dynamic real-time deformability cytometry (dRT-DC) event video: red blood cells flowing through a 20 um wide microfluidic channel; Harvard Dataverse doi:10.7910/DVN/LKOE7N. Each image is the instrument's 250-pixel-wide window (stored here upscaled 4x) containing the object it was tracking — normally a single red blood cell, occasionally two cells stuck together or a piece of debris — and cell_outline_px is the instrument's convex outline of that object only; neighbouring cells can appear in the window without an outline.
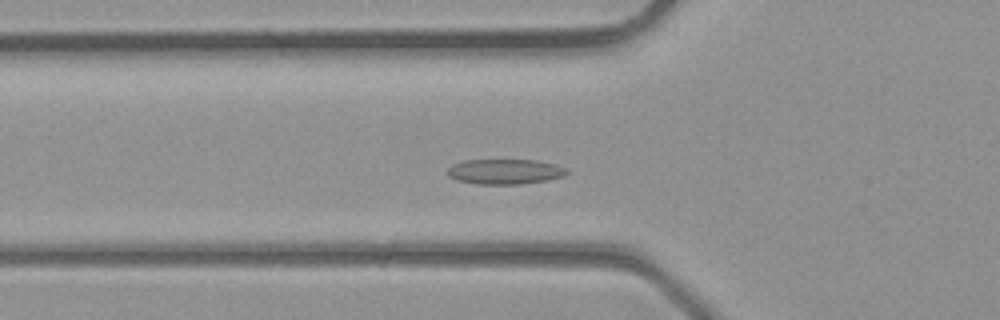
{"species": "common noctule bat (a hibernating species)", "species_latin": "Nyctalus noctula", "temperature_condition": "room temperature", "stored_images_in_passage": 39, "camera_frame_rate_fps": 3000, "um_per_image_px": 0.085, "animal": {"sex": "male", "body_mass_g": 23.1, "forearm_length_mm": 52.7}, "frame": {"image": 1, "passage_image": 13, "time_ms": 4.0, "image_size_px": [1000, 320], "cell_outline_px": [[568, 172], [564, 176], [548, 180], [520, 184], [476, 184], [456, 180], [448, 176], [448, 168], [452, 164], [464, 160], [536, 160], [556, 164], [568, 168]], "centroid_in_image_um": [42.93, 14.58], "position_along_channel_um": 82.9, "area_um2": 17.63}}
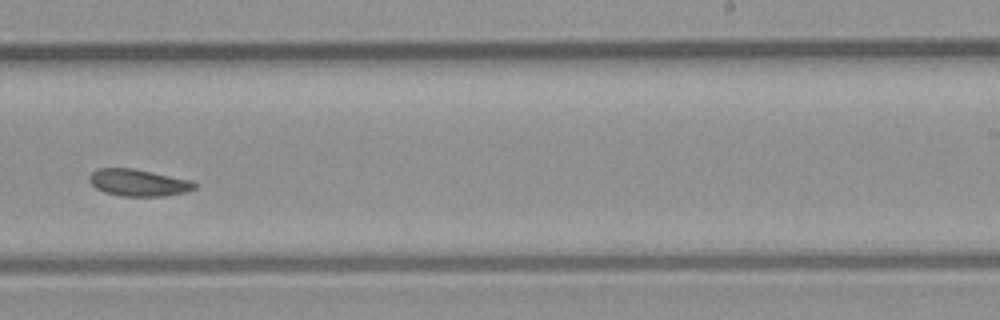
{"frame": {"image": 2, "passage_image": 24, "time_ms": 7.667, "image_size_px": [1000, 320], "cell_outline_px": [[196, 188], [184, 192], [164, 196], [120, 196], [104, 192], [96, 188], [88, 180], [88, 176], [96, 168], [132, 168], [192, 180], [196, 184]], "centroid_in_image_um": [11.73, 15.52], "position_along_channel_um": 277.3, "area_um2": 16.53}}
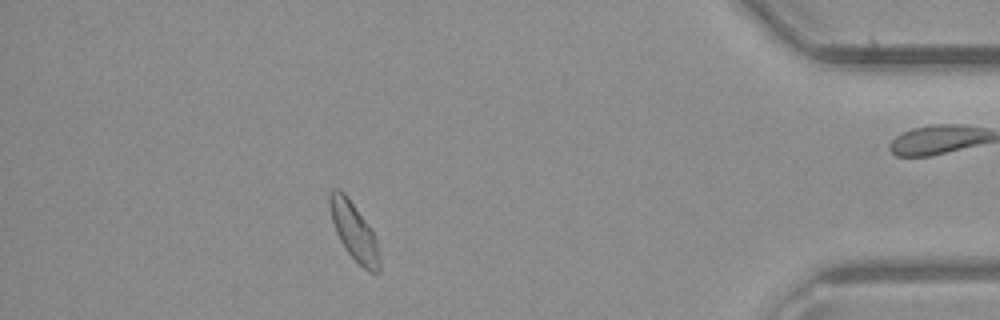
{"frame": {"image": 3, "passage_image": 34, "time_ms": 11.0, "image_size_px": [1000, 320], "cell_outline_px": [[380, 272], [376, 276], [368, 272], [348, 252], [340, 240], [336, 232], [332, 220], [328, 204], [328, 196], [332, 188], [340, 188], [344, 192], [364, 220], [372, 232], [376, 240], [380, 256]], "centroid_in_image_um": [30.09, 19.68], "position_along_channel_um": 405.1, "area_um2": 16.59}}